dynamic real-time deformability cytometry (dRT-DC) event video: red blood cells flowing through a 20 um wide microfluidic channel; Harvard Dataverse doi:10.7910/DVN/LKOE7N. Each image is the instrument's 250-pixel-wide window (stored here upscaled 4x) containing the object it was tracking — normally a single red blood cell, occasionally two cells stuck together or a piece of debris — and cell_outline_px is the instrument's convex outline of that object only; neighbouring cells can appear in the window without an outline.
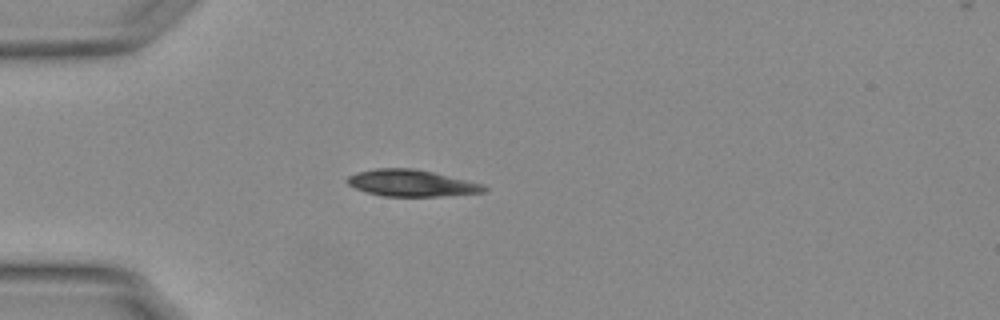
{"species": "Egyptian fruit bat (a non-hibernating species)", "species_latin": "Rousettus aegyptiacus", "temperature_condition": "warm", "stored_images_in_passage": 35, "camera_frame_rate_fps": 3000, "um_per_image_px": 0.085, "animal": {"sex": "female"}, "frame": {"image": 1, "passage_image": 1, "time_ms": 0.0, "image_size_px": [1000, 320], "cell_outline_px": [[488, 188], [484, 192], [440, 196], [384, 196], [368, 192], [356, 188], [348, 184], [344, 180], [348, 176], [356, 172], [376, 168], [416, 168], [480, 184]], "centroid_in_image_um": [34.9, 15.55], "position_along_channel_um": 50.1, "area_um2": 20.92}}
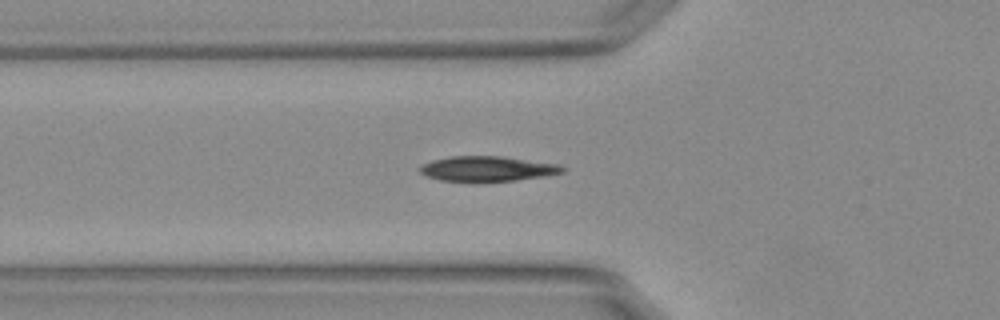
{"frame": {"image": 2, "passage_image": 5, "time_ms": 1.333, "image_size_px": [1000, 320], "cell_outline_px": [[568, 168], [564, 172], [544, 176], [516, 180], [472, 184], [440, 180], [424, 176], [416, 168], [432, 160], [452, 156], [500, 156], [560, 164]], "centroid_in_image_um": [41.4, 14.38], "position_along_channel_um": 84.4, "area_um2": 21.68}, "authors_computed_cell_mechanics": {"area_um2": 20.6924, "velocity_mm_per_s": 3.771, "shape_relaxation_time_tau1_ms": 3.8612, "shape_relaxation_time_tau2_ms": null, "deformation_change_tau1": 0.1301, "deformation_change_tau2": null}}